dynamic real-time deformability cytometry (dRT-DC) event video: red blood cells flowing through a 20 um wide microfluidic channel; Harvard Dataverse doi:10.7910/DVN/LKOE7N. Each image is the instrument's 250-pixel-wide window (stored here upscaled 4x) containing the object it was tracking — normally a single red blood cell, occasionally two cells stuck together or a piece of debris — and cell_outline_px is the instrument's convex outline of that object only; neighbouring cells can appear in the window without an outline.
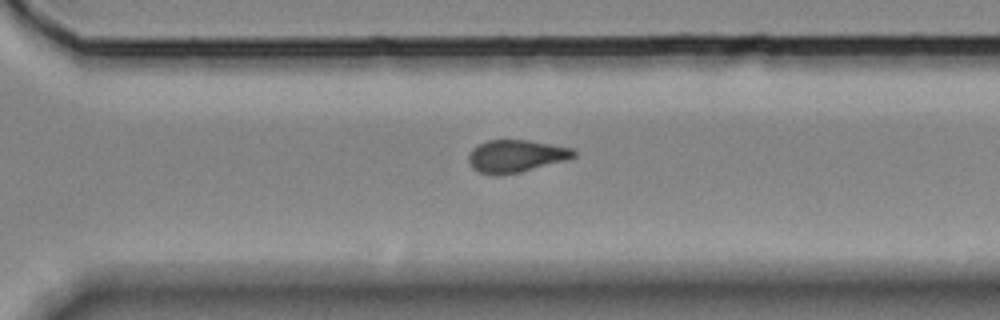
{"species": "Egyptian fruit bat (a non-hibernating species)", "species_latin": "Rousettus aegyptiacus", "temperature_condition": "room temperature", "stored_images_in_passage": 11, "camera_frame_rate_fps": 3000, "um_per_image_px": 0.085, "animal": {"sex": "female"}, "frame": {"image": 1, "passage_image": 11, "time_ms": 12.667, "image_size_px": [1000, 320], "cell_outline_px": [[576, 156], [568, 160], [520, 172], [500, 176], [492, 176], [480, 172], [472, 168], [468, 160], [468, 156], [472, 148], [476, 144], [488, 140], [528, 140], [572, 148], [576, 152]], "centroid_in_image_um": [43.83, 13.28], "position_along_channel_um": 326.8, "area_um2": 20.17}}